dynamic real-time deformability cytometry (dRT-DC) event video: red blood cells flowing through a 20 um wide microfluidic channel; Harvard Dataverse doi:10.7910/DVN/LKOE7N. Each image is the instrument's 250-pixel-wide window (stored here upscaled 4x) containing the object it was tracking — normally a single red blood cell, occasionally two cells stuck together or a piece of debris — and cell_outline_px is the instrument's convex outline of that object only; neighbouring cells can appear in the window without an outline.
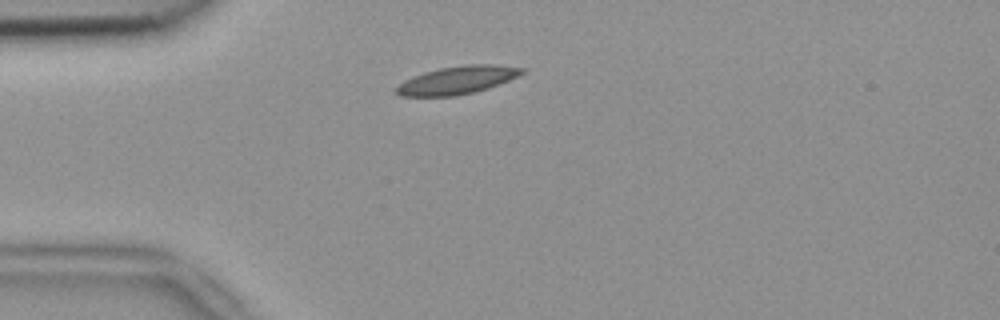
{"species": "common noctule bat (a hibernating species)", "species_latin": "Nyctalus noctula", "temperature_condition": "room temperature", "stored_images_in_passage": 40, "camera_frame_rate_fps": 3000, "um_per_image_px": 0.085, "animal": {"sex": "female", "body_mass_g": 18.4}, "frame": {"image": 1, "passage_image": 1, "time_ms": 0.0, "image_size_px": [1000, 320], "cell_outline_px": [[528, 68], [524, 72], [508, 80], [488, 88], [472, 92], [452, 96], [400, 96], [392, 88], [404, 80], [424, 72], [440, 68], [464, 64], [496, 64]], "centroid_in_image_um": [38.84, 6.8], "position_along_channel_um": 46.2, "area_um2": 20.46}}
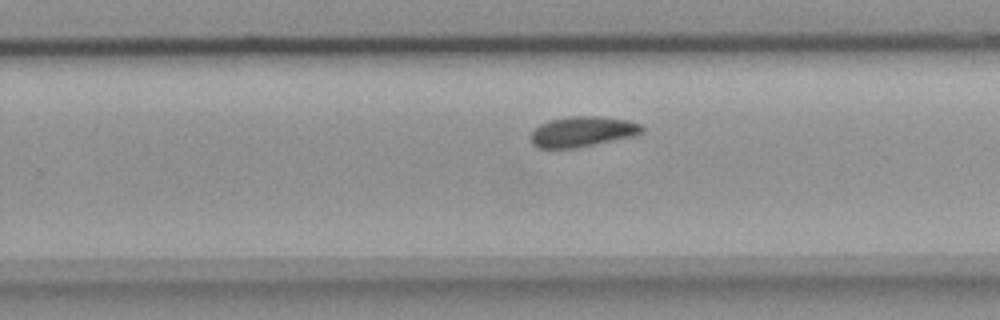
{"frame": {"image": 2, "passage_image": 21, "time_ms": 6.667, "image_size_px": [1000, 320], "cell_outline_px": [[644, 132], [632, 136], [576, 148], [536, 148], [532, 144], [528, 136], [540, 124], [548, 120], [568, 116], [596, 116], [628, 120], [640, 124], [644, 128]], "centroid_in_image_um": [49.46, 11.19], "position_along_channel_um": 280.3, "area_um2": 19.77}}
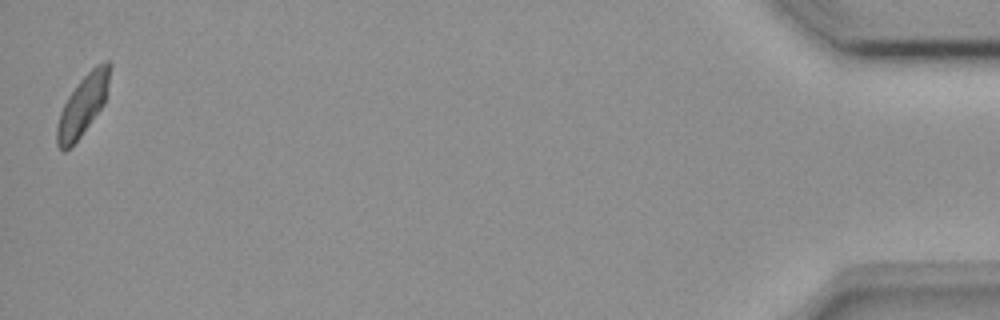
{"frame": {"image": 3, "passage_image": 40, "time_ms": 13.0, "image_size_px": [1000, 320], "cell_outline_px": [[112, 64], [104, 104], [80, 136], [64, 152], [56, 144], [56, 128], [60, 112], [68, 96], [80, 80], [96, 64], [104, 60], [108, 60]], "centroid_in_image_um": [7.04, 8.9], "position_along_channel_um": 428.2, "area_um2": 18.32}, "authors_computed_cell_mechanics": {"area_um2": 19.363, "velocity_mm_per_s": 3.7818, "shape_relaxation_time_tau1_ms": 10.0771, "shape_relaxation_time_tau2_ms": 7.4824, "deformation_change_tau1": 0.1573, "deformation_change_tau2": 0.1113}}